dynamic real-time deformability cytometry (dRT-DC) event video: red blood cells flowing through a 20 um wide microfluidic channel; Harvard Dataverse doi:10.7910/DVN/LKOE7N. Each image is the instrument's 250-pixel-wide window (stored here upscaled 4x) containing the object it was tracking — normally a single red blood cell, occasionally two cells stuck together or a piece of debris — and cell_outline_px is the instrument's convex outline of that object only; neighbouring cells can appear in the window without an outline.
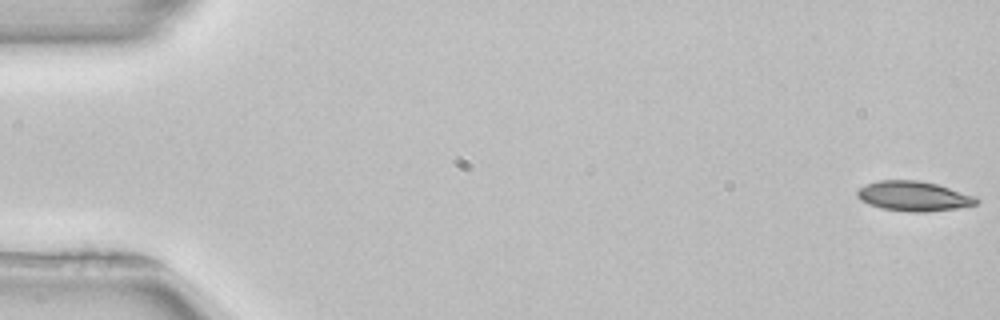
{"species": "common noctule bat (a hibernating species)", "species_latin": "Nyctalus noctula", "temperature_condition": "room temperature", "stored_images_in_passage": 53, "camera_frame_rate_fps": 3000, "um_per_image_px": 0.085, "animal": {"sex": "female", "body_mass_g": 22.7, "forearm_length_mm": 54.2}, "frame": {"image": 1, "passage_image": 1, "time_ms": 0.0, "image_size_px": [1000, 320], "cell_outline_px": [[980, 200], [976, 204], [956, 208], [924, 212], [908, 212], [880, 208], [868, 204], [860, 200], [856, 196], [856, 192], [860, 188], [868, 184], [880, 180], [920, 180], [936, 184], [976, 196]], "centroid_in_image_um": [77.65, 16.67], "position_along_channel_um": 7.4, "area_um2": 20.69}}
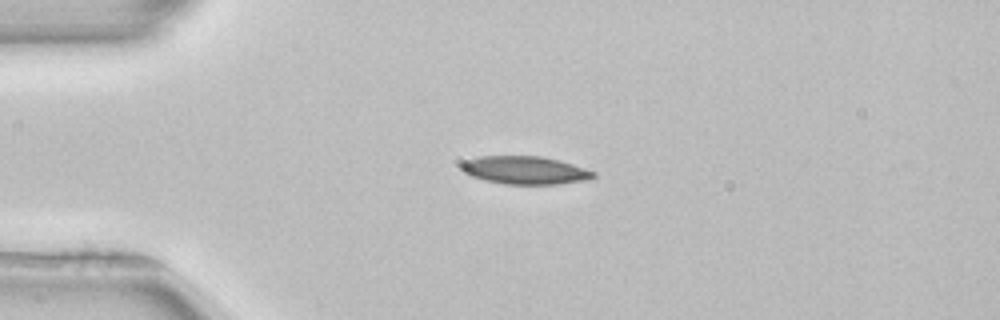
{"frame": {"image": 2, "passage_image": 13, "time_ms": 4.0, "image_size_px": [1000, 320], "cell_outline_px": [[596, 176], [592, 180], [556, 184], [504, 184], [484, 180], [472, 176], [464, 172], [460, 168], [460, 164], [468, 160], [480, 156], [540, 156], [560, 160], [596, 172]], "centroid_in_image_um": [44.67, 14.47], "position_along_channel_um": 40.3, "area_um2": 21.62}}
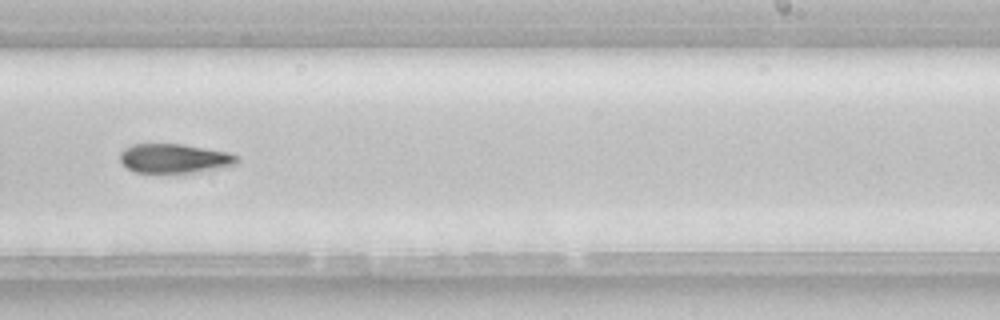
{"frame": {"image": 3, "passage_image": 33, "time_ms": 10.667, "image_size_px": [1000, 320], "cell_outline_px": [[240, 160], [236, 164], [220, 168], [192, 172], [136, 172], [128, 168], [120, 160], [120, 152], [124, 148], [132, 144], [184, 144], [228, 152], [236, 156]], "centroid_in_image_um": [14.82, 13.45], "position_along_channel_um": 274.2, "area_um2": 19.77}, "authors_computed_cell_mechanics": {"area_um2": 20.6924, "velocity_mm_per_s": 3.9424, "shape_relaxation_time_tau1_ms": 5.9751, "shape_relaxation_time_tau2_ms": null, "deformation_change_tau1": 0.1263, "deformation_change_tau2": null}}